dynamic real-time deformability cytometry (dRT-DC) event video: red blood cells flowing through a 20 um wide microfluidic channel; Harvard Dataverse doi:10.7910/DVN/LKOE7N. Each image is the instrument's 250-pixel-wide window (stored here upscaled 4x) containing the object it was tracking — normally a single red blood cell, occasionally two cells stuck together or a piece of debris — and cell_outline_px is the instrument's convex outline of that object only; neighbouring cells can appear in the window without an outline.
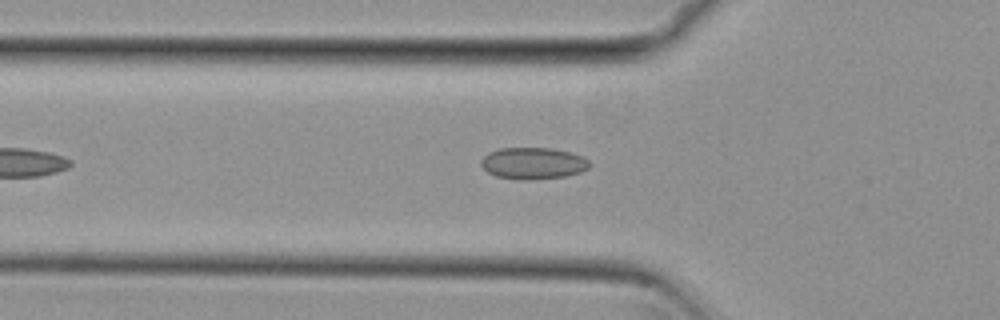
{"species": "common noctule bat (a hibernating species)", "species_latin": "Nyctalus noctula", "temperature_condition": "cold", "stored_images_in_passage": 39, "camera_frame_rate_fps": 3000, "um_per_image_px": 0.085, "animal": {"sex": "female", "body_mass_g": 29.2, "forearm_length_mm": 56.3}, "frame": {"image": 1, "passage_image": 6, "time_ms": 1.667, "image_size_px": [1000, 320], "cell_outline_px": [[592, 164], [588, 168], [580, 172], [564, 176], [528, 180], [496, 176], [488, 172], [480, 164], [480, 160], [488, 152], [500, 148], [552, 148], [568, 152], [580, 156], [588, 160]], "centroid_in_image_um": [45.29, 13.87], "position_along_channel_um": 80.5, "area_um2": 19.83}}
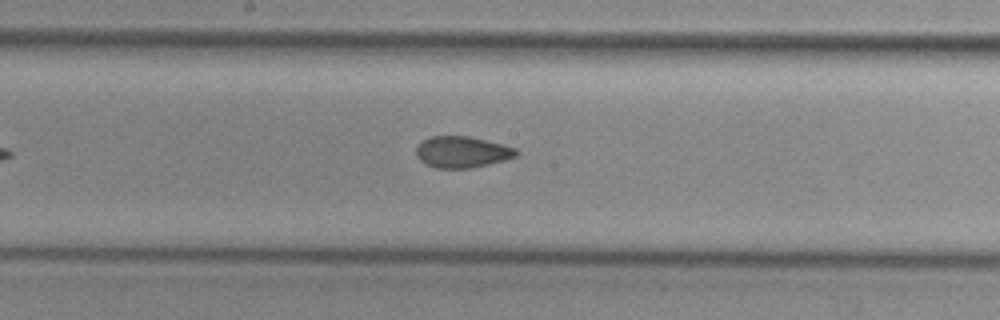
{"frame": {"image": 2, "passage_image": 16, "time_ms": 5.0, "image_size_px": [1000, 320], "cell_outline_px": [[520, 152], [516, 156], [504, 160], [472, 168], [436, 168], [420, 160], [416, 156], [416, 148], [424, 140], [432, 136], [468, 136], [516, 148]], "centroid_in_image_um": [39.28, 12.92], "position_along_channel_um": 208.9, "area_um2": 18.03}}
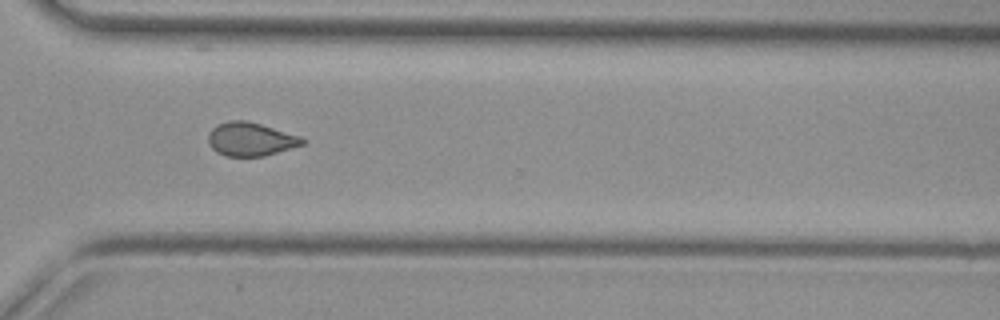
{"frame": {"image": 3, "passage_image": 27, "time_ms": 8.667, "image_size_px": [1000, 320], "cell_outline_px": [[308, 140], [304, 144], [264, 156], [228, 156], [216, 152], [208, 144], [208, 132], [216, 124], [228, 120], [248, 120], [300, 136]], "centroid_in_image_um": [21.28, 11.82], "position_along_channel_um": 349.3, "area_um2": 18.55}, "authors_computed_cell_mechanics": {"area_um2": 18.5538, "velocity_mm_per_s": 3.835, "shape_relaxation_time_tau1_ms": null, "shape_relaxation_time_tau2_ms": 1.6033, "deformation_change_tau1": null, "deformation_change_tau2": 0.0612}}